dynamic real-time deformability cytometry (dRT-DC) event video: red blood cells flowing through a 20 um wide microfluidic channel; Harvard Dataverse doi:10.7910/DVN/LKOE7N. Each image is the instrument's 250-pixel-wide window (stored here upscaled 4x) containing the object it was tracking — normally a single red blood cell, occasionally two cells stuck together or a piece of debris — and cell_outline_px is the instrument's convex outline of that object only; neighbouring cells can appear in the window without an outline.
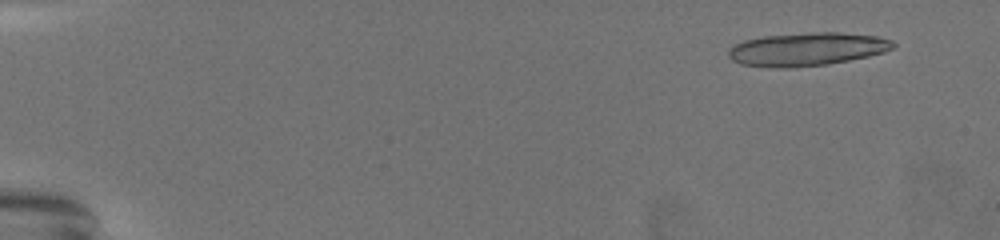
{"species": "common noctule bat (a hibernating species)", "species_latin": "Nyctalus noctula", "temperature_condition": "warm", "stored_images_in_passage": 15, "camera_frame_rate_fps": 3000, "um_per_image_px": 0.085, "animal": {"sex": "female", "body_mass_g": 19.5, "forearm_length_mm": 54.1}, "frame": {"image": 1, "passage_image": 6, "time_ms": 1.667, "image_size_px": [1000, 240], "cell_outline_px": [[896, 44], [892, 48], [884, 52], [868, 56], [848, 60], [824, 64], [796, 68], [780, 68], [740, 64], [732, 60], [728, 56], [728, 48], [744, 40], [764, 36], [812, 32], [840, 32], [876, 36], [892, 40]], "centroid_in_image_um": [68.57, 4.18], "position_along_channel_um": 16.4, "area_um2": 31.85}}